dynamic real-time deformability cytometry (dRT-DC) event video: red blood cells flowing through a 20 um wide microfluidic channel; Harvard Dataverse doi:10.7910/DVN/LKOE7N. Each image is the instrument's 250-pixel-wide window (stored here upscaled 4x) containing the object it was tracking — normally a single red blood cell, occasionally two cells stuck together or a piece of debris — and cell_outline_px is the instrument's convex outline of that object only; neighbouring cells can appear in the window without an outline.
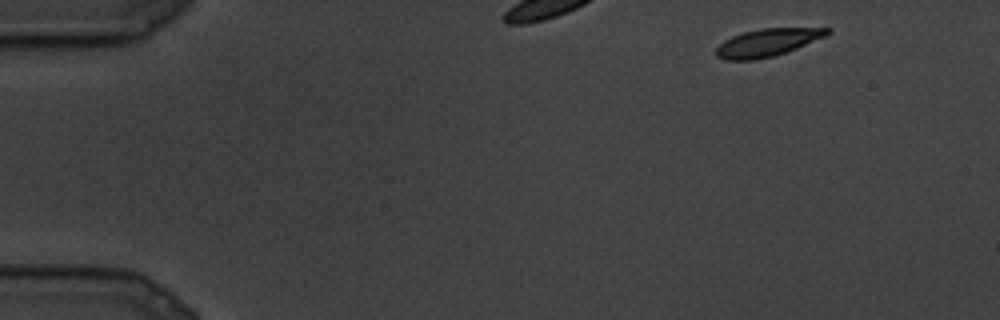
{"species": "common noctule bat (a hibernating species)", "species_latin": "Nyctalus noctula", "temperature_condition": "cold", "stored_images_in_passage": 8, "camera_frame_rate_fps": 3000, "um_per_image_px": 0.085, "animal": {"sex": "male", "body_mass_g": 19.5, "forearm_length_mm": 54.6}, "frame": {"image": 1, "passage_image": 1, "time_ms": 0.0, "image_size_px": [1000, 320], "cell_outline_px": [[832, 32], [828, 36], [796, 48], [772, 56], [752, 60], [728, 60], [716, 56], [716, 48], [724, 40], [732, 36], [744, 32], [760, 28], [832, 28]], "centroid_in_image_um": [65.26, 3.6], "position_along_channel_um": 19.7, "area_um2": 17.8}}
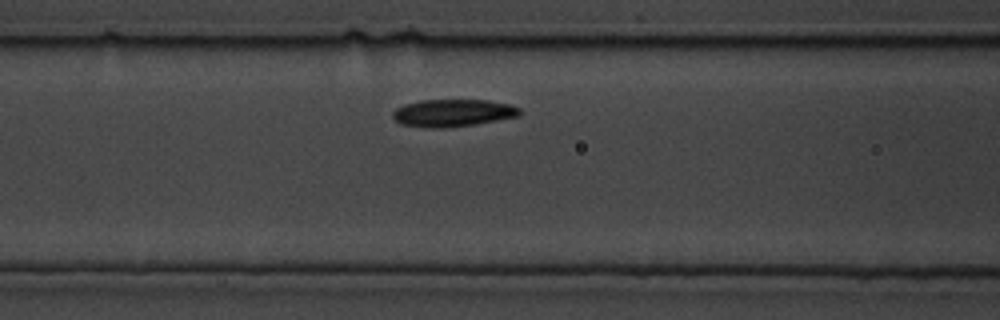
{"frame": {"image": 2, "passage_image": 7, "time_ms": 2.0, "image_size_px": [1000, 320], "cell_outline_px": [[520, 116], [472, 124], [444, 128], [428, 128], [400, 124], [392, 116], [392, 112], [396, 108], [404, 104], [420, 100], [488, 100], [508, 104], [520, 108]], "centroid_in_image_um": [38.45, 9.59], "position_along_channel_um": 128.1, "area_um2": 20.17}}